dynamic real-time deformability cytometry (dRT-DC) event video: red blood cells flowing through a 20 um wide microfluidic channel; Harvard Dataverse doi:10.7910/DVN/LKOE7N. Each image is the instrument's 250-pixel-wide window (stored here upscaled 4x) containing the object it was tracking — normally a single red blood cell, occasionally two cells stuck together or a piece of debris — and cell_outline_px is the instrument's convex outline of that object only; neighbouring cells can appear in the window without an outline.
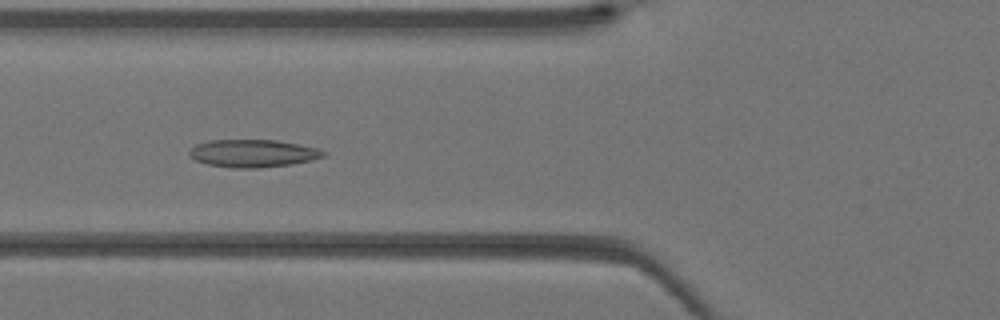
{"species": "Egyptian fruit bat (a non-hibernating species)", "species_latin": "Rousettus aegyptiacus", "temperature_condition": "warm", "stored_images_in_passage": 40, "camera_frame_rate_fps": 3000, "um_per_image_px": 0.085, "animal": {"sex": "female"}, "frame": {"image": 1, "passage_image": 14, "time_ms": 4.333, "image_size_px": [1000, 320], "cell_outline_px": [[328, 152], [324, 156], [312, 160], [288, 164], [260, 168], [232, 168], [208, 164], [196, 160], [188, 156], [188, 152], [196, 144], [208, 140], [276, 140], [300, 144], [316, 148]], "centroid_in_image_um": [21.49, 13.03], "position_along_channel_um": 104.3, "area_um2": 21.62}}
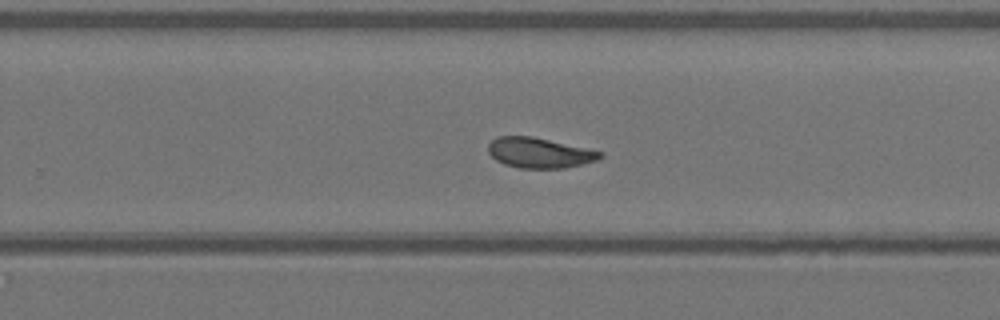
{"frame": {"image": 2, "passage_image": 25, "time_ms": 8.0, "image_size_px": [1000, 320], "cell_outline_px": [[604, 156], [596, 160], [584, 164], [564, 168], [520, 168], [504, 164], [496, 160], [488, 152], [488, 144], [496, 136], [532, 136], [604, 152]], "centroid_in_image_um": [45.85, 12.99], "position_along_channel_um": 283.9, "area_um2": 19.77}}
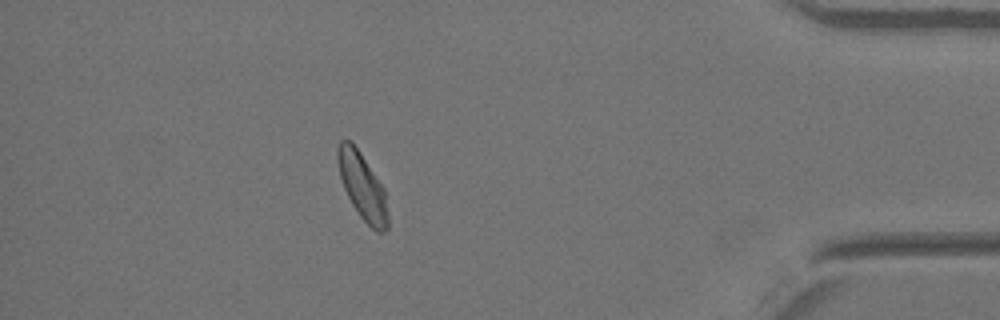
{"frame": {"image": 3, "passage_image": 35, "time_ms": 11.333, "image_size_px": [1000, 320], "cell_outline_px": [[388, 228], [384, 232], [376, 232], [360, 216], [352, 204], [344, 188], [340, 176], [336, 160], [336, 152], [340, 140], [352, 140], [384, 188], [388, 216]], "centroid_in_image_um": [30.79, 15.82], "position_along_channel_um": 404.4, "area_um2": 19.42}}